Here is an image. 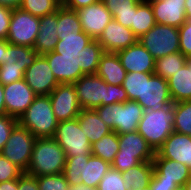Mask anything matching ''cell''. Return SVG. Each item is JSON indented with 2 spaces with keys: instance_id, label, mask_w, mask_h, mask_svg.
<instances>
[{
  "instance_id": "cell-46",
  "label": "cell",
  "mask_w": 191,
  "mask_h": 190,
  "mask_svg": "<svg viewBox=\"0 0 191 190\" xmlns=\"http://www.w3.org/2000/svg\"><path fill=\"white\" fill-rule=\"evenodd\" d=\"M18 190H39L37 178L23 173L18 178Z\"/></svg>"
},
{
  "instance_id": "cell-6",
  "label": "cell",
  "mask_w": 191,
  "mask_h": 190,
  "mask_svg": "<svg viewBox=\"0 0 191 190\" xmlns=\"http://www.w3.org/2000/svg\"><path fill=\"white\" fill-rule=\"evenodd\" d=\"M95 110L101 120L118 135L136 131L144 112L136 101L102 105Z\"/></svg>"
},
{
  "instance_id": "cell-28",
  "label": "cell",
  "mask_w": 191,
  "mask_h": 190,
  "mask_svg": "<svg viewBox=\"0 0 191 190\" xmlns=\"http://www.w3.org/2000/svg\"><path fill=\"white\" fill-rule=\"evenodd\" d=\"M110 168L111 165L99 157L91 155L89 158H83L81 183L90 187H98L99 182Z\"/></svg>"
},
{
  "instance_id": "cell-53",
  "label": "cell",
  "mask_w": 191,
  "mask_h": 190,
  "mask_svg": "<svg viewBox=\"0 0 191 190\" xmlns=\"http://www.w3.org/2000/svg\"><path fill=\"white\" fill-rule=\"evenodd\" d=\"M6 48H7V40L1 39L0 40V66L3 64Z\"/></svg>"
},
{
  "instance_id": "cell-41",
  "label": "cell",
  "mask_w": 191,
  "mask_h": 190,
  "mask_svg": "<svg viewBox=\"0 0 191 190\" xmlns=\"http://www.w3.org/2000/svg\"><path fill=\"white\" fill-rule=\"evenodd\" d=\"M24 172L0 154V183L18 179Z\"/></svg>"
},
{
  "instance_id": "cell-10",
  "label": "cell",
  "mask_w": 191,
  "mask_h": 190,
  "mask_svg": "<svg viewBox=\"0 0 191 190\" xmlns=\"http://www.w3.org/2000/svg\"><path fill=\"white\" fill-rule=\"evenodd\" d=\"M35 140L36 137L27 128L22 127L18 123L13 128L0 154L26 173Z\"/></svg>"
},
{
  "instance_id": "cell-38",
  "label": "cell",
  "mask_w": 191,
  "mask_h": 190,
  "mask_svg": "<svg viewBox=\"0 0 191 190\" xmlns=\"http://www.w3.org/2000/svg\"><path fill=\"white\" fill-rule=\"evenodd\" d=\"M90 156L66 157V163L63 174L69 185H77L81 183V172L83 168V158Z\"/></svg>"
},
{
  "instance_id": "cell-30",
  "label": "cell",
  "mask_w": 191,
  "mask_h": 190,
  "mask_svg": "<svg viewBox=\"0 0 191 190\" xmlns=\"http://www.w3.org/2000/svg\"><path fill=\"white\" fill-rule=\"evenodd\" d=\"M57 34L58 36L77 35L82 30V26L75 10L60 6L57 9Z\"/></svg>"
},
{
  "instance_id": "cell-35",
  "label": "cell",
  "mask_w": 191,
  "mask_h": 190,
  "mask_svg": "<svg viewBox=\"0 0 191 190\" xmlns=\"http://www.w3.org/2000/svg\"><path fill=\"white\" fill-rule=\"evenodd\" d=\"M174 132L191 136V100L174 103Z\"/></svg>"
},
{
  "instance_id": "cell-15",
  "label": "cell",
  "mask_w": 191,
  "mask_h": 190,
  "mask_svg": "<svg viewBox=\"0 0 191 190\" xmlns=\"http://www.w3.org/2000/svg\"><path fill=\"white\" fill-rule=\"evenodd\" d=\"M24 80L37 96L49 95L59 85L43 55H39L34 63L25 70Z\"/></svg>"
},
{
  "instance_id": "cell-29",
  "label": "cell",
  "mask_w": 191,
  "mask_h": 190,
  "mask_svg": "<svg viewBox=\"0 0 191 190\" xmlns=\"http://www.w3.org/2000/svg\"><path fill=\"white\" fill-rule=\"evenodd\" d=\"M156 24L154 13L150 3L147 0H141L134 7V18L131 30L139 39L147 33Z\"/></svg>"
},
{
  "instance_id": "cell-52",
  "label": "cell",
  "mask_w": 191,
  "mask_h": 190,
  "mask_svg": "<svg viewBox=\"0 0 191 190\" xmlns=\"http://www.w3.org/2000/svg\"><path fill=\"white\" fill-rule=\"evenodd\" d=\"M6 115L3 85L0 84V116Z\"/></svg>"
},
{
  "instance_id": "cell-33",
  "label": "cell",
  "mask_w": 191,
  "mask_h": 190,
  "mask_svg": "<svg viewBox=\"0 0 191 190\" xmlns=\"http://www.w3.org/2000/svg\"><path fill=\"white\" fill-rule=\"evenodd\" d=\"M186 61L187 58L181 52L166 55L156 59L153 73L167 80L181 69Z\"/></svg>"
},
{
  "instance_id": "cell-22",
  "label": "cell",
  "mask_w": 191,
  "mask_h": 190,
  "mask_svg": "<svg viewBox=\"0 0 191 190\" xmlns=\"http://www.w3.org/2000/svg\"><path fill=\"white\" fill-rule=\"evenodd\" d=\"M152 162L154 166L153 176L159 181L175 182L181 186L191 177V169L185 164L162 158L157 152Z\"/></svg>"
},
{
  "instance_id": "cell-57",
  "label": "cell",
  "mask_w": 191,
  "mask_h": 190,
  "mask_svg": "<svg viewBox=\"0 0 191 190\" xmlns=\"http://www.w3.org/2000/svg\"><path fill=\"white\" fill-rule=\"evenodd\" d=\"M60 6H64L66 0H55Z\"/></svg>"
},
{
  "instance_id": "cell-19",
  "label": "cell",
  "mask_w": 191,
  "mask_h": 190,
  "mask_svg": "<svg viewBox=\"0 0 191 190\" xmlns=\"http://www.w3.org/2000/svg\"><path fill=\"white\" fill-rule=\"evenodd\" d=\"M116 54L126 72H154L156 60L139 41Z\"/></svg>"
},
{
  "instance_id": "cell-3",
  "label": "cell",
  "mask_w": 191,
  "mask_h": 190,
  "mask_svg": "<svg viewBox=\"0 0 191 190\" xmlns=\"http://www.w3.org/2000/svg\"><path fill=\"white\" fill-rule=\"evenodd\" d=\"M174 103L157 111L145 110L139 121L137 131L157 152L165 140L174 131Z\"/></svg>"
},
{
  "instance_id": "cell-1",
  "label": "cell",
  "mask_w": 191,
  "mask_h": 190,
  "mask_svg": "<svg viewBox=\"0 0 191 190\" xmlns=\"http://www.w3.org/2000/svg\"><path fill=\"white\" fill-rule=\"evenodd\" d=\"M73 85L82 109H96L102 105L129 101L122 85L106 83L97 74L81 76Z\"/></svg>"
},
{
  "instance_id": "cell-42",
  "label": "cell",
  "mask_w": 191,
  "mask_h": 190,
  "mask_svg": "<svg viewBox=\"0 0 191 190\" xmlns=\"http://www.w3.org/2000/svg\"><path fill=\"white\" fill-rule=\"evenodd\" d=\"M180 52L188 59L191 58V20L178 28Z\"/></svg>"
},
{
  "instance_id": "cell-45",
  "label": "cell",
  "mask_w": 191,
  "mask_h": 190,
  "mask_svg": "<svg viewBox=\"0 0 191 190\" xmlns=\"http://www.w3.org/2000/svg\"><path fill=\"white\" fill-rule=\"evenodd\" d=\"M12 9L0 6V40L7 38Z\"/></svg>"
},
{
  "instance_id": "cell-37",
  "label": "cell",
  "mask_w": 191,
  "mask_h": 190,
  "mask_svg": "<svg viewBox=\"0 0 191 190\" xmlns=\"http://www.w3.org/2000/svg\"><path fill=\"white\" fill-rule=\"evenodd\" d=\"M122 87L125 89L129 101L142 98L143 72H127Z\"/></svg>"
},
{
  "instance_id": "cell-31",
  "label": "cell",
  "mask_w": 191,
  "mask_h": 190,
  "mask_svg": "<svg viewBox=\"0 0 191 190\" xmlns=\"http://www.w3.org/2000/svg\"><path fill=\"white\" fill-rule=\"evenodd\" d=\"M91 146L93 156L99 157L111 165L119 151L118 134L112 131Z\"/></svg>"
},
{
  "instance_id": "cell-47",
  "label": "cell",
  "mask_w": 191,
  "mask_h": 190,
  "mask_svg": "<svg viewBox=\"0 0 191 190\" xmlns=\"http://www.w3.org/2000/svg\"><path fill=\"white\" fill-rule=\"evenodd\" d=\"M175 182L159 181L155 176H152L149 189L151 190H174L177 188Z\"/></svg>"
},
{
  "instance_id": "cell-24",
  "label": "cell",
  "mask_w": 191,
  "mask_h": 190,
  "mask_svg": "<svg viewBox=\"0 0 191 190\" xmlns=\"http://www.w3.org/2000/svg\"><path fill=\"white\" fill-rule=\"evenodd\" d=\"M167 81L173 103L191 100V60L188 58L186 64Z\"/></svg>"
},
{
  "instance_id": "cell-36",
  "label": "cell",
  "mask_w": 191,
  "mask_h": 190,
  "mask_svg": "<svg viewBox=\"0 0 191 190\" xmlns=\"http://www.w3.org/2000/svg\"><path fill=\"white\" fill-rule=\"evenodd\" d=\"M59 7L55 0H22L19 6L23 11L37 17L53 14Z\"/></svg>"
},
{
  "instance_id": "cell-4",
  "label": "cell",
  "mask_w": 191,
  "mask_h": 190,
  "mask_svg": "<svg viewBox=\"0 0 191 190\" xmlns=\"http://www.w3.org/2000/svg\"><path fill=\"white\" fill-rule=\"evenodd\" d=\"M18 123L36 138H53L59 121L54 115L49 95L36 96Z\"/></svg>"
},
{
  "instance_id": "cell-39",
  "label": "cell",
  "mask_w": 191,
  "mask_h": 190,
  "mask_svg": "<svg viewBox=\"0 0 191 190\" xmlns=\"http://www.w3.org/2000/svg\"><path fill=\"white\" fill-rule=\"evenodd\" d=\"M39 190H68L70 187L63 173L57 175L38 176Z\"/></svg>"
},
{
  "instance_id": "cell-40",
  "label": "cell",
  "mask_w": 191,
  "mask_h": 190,
  "mask_svg": "<svg viewBox=\"0 0 191 190\" xmlns=\"http://www.w3.org/2000/svg\"><path fill=\"white\" fill-rule=\"evenodd\" d=\"M99 190H127L124 186L122 172L113 169H108L98 185Z\"/></svg>"
},
{
  "instance_id": "cell-18",
  "label": "cell",
  "mask_w": 191,
  "mask_h": 190,
  "mask_svg": "<svg viewBox=\"0 0 191 190\" xmlns=\"http://www.w3.org/2000/svg\"><path fill=\"white\" fill-rule=\"evenodd\" d=\"M138 38L130 28L124 27L115 19H112L104 28L103 33L98 38L99 44L104 52L116 53L134 45Z\"/></svg>"
},
{
  "instance_id": "cell-21",
  "label": "cell",
  "mask_w": 191,
  "mask_h": 190,
  "mask_svg": "<svg viewBox=\"0 0 191 190\" xmlns=\"http://www.w3.org/2000/svg\"><path fill=\"white\" fill-rule=\"evenodd\" d=\"M157 153L162 158L183 163L191 169V136L173 131Z\"/></svg>"
},
{
  "instance_id": "cell-34",
  "label": "cell",
  "mask_w": 191,
  "mask_h": 190,
  "mask_svg": "<svg viewBox=\"0 0 191 190\" xmlns=\"http://www.w3.org/2000/svg\"><path fill=\"white\" fill-rule=\"evenodd\" d=\"M98 40H92L82 50L81 70L84 75L96 74L101 56L104 54Z\"/></svg>"
},
{
  "instance_id": "cell-51",
  "label": "cell",
  "mask_w": 191,
  "mask_h": 190,
  "mask_svg": "<svg viewBox=\"0 0 191 190\" xmlns=\"http://www.w3.org/2000/svg\"><path fill=\"white\" fill-rule=\"evenodd\" d=\"M22 0H0V6L11 9L19 8Z\"/></svg>"
},
{
  "instance_id": "cell-27",
  "label": "cell",
  "mask_w": 191,
  "mask_h": 190,
  "mask_svg": "<svg viewBox=\"0 0 191 190\" xmlns=\"http://www.w3.org/2000/svg\"><path fill=\"white\" fill-rule=\"evenodd\" d=\"M153 172V162H141L122 172L124 186L127 190H144L149 187Z\"/></svg>"
},
{
  "instance_id": "cell-54",
  "label": "cell",
  "mask_w": 191,
  "mask_h": 190,
  "mask_svg": "<svg viewBox=\"0 0 191 190\" xmlns=\"http://www.w3.org/2000/svg\"><path fill=\"white\" fill-rule=\"evenodd\" d=\"M68 190H89V186H86L83 183L80 184H75V185H70V187L68 188Z\"/></svg>"
},
{
  "instance_id": "cell-55",
  "label": "cell",
  "mask_w": 191,
  "mask_h": 190,
  "mask_svg": "<svg viewBox=\"0 0 191 190\" xmlns=\"http://www.w3.org/2000/svg\"><path fill=\"white\" fill-rule=\"evenodd\" d=\"M185 12H186V18L188 20H191V0L185 1Z\"/></svg>"
},
{
  "instance_id": "cell-44",
  "label": "cell",
  "mask_w": 191,
  "mask_h": 190,
  "mask_svg": "<svg viewBox=\"0 0 191 190\" xmlns=\"http://www.w3.org/2000/svg\"><path fill=\"white\" fill-rule=\"evenodd\" d=\"M114 17L118 12L132 11L141 0H101Z\"/></svg>"
},
{
  "instance_id": "cell-8",
  "label": "cell",
  "mask_w": 191,
  "mask_h": 190,
  "mask_svg": "<svg viewBox=\"0 0 191 190\" xmlns=\"http://www.w3.org/2000/svg\"><path fill=\"white\" fill-rule=\"evenodd\" d=\"M138 41L156 60L169 54L180 52L179 29L156 23Z\"/></svg>"
},
{
  "instance_id": "cell-59",
  "label": "cell",
  "mask_w": 191,
  "mask_h": 190,
  "mask_svg": "<svg viewBox=\"0 0 191 190\" xmlns=\"http://www.w3.org/2000/svg\"><path fill=\"white\" fill-rule=\"evenodd\" d=\"M89 190H99L98 187H90L89 186Z\"/></svg>"
},
{
  "instance_id": "cell-20",
  "label": "cell",
  "mask_w": 191,
  "mask_h": 190,
  "mask_svg": "<svg viewBox=\"0 0 191 190\" xmlns=\"http://www.w3.org/2000/svg\"><path fill=\"white\" fill-rule=\"evenodd\" d=\"M153 10L156 23L181 27L186 21V0H147Z\"/></svg>"
},
{
  "instance_id": "cell-11",
  "label": "cell",
  "mask_w": 191,
  "mask_h": 190,
  "mask_svg": "<svg viewBox=\"0 0 191 190\" xmlns=\"http://www.w3.org/2000/svg\"><path fill=\"white\" fill-rule=\"evenodd\" d=\"M40 17L20 8L12 9L6 40L13 45L32 47L39 33Z\"/></svg>"
},
{
  "instance_id": "cell-23",
  "label": "cell",
  "mask_w": 191,
  "mask_h": 190,
  "mask_svg": "<svg viewBox=\"0 0 191 190\" xmlns=\"http://www.w3.org/2000/svg\"><path fill=\"white\" fill-rule=\"evenodd\" d=\"M56 28L57 11L53 14L40 17L39 33L33 46L39 55H44L55 50L59 40Z\"/></svg>"
},
{
  "instance_id": "cell-43",
  "label": "cell",
  "mask_w": 191,
  "mask_h": 190,
  "mask_svg": "<svg viewBox=\"0 0 191 190\" xmlns=\"http://www.w3.org/2000/svg\"><path fill=\"white\" fill-rule=\"evenodd\" d=\"M17 124L18 120L9 115L0 116V153Z\"/></svg>"
},
{
  "instance_id": "cell-56",
  "label": "cell",
  "mask_w": 191,
  "mask_h": 190,
  "mask_svg": "<svg viewBox=\"0 0 191 190\" xmlns=\"http://www.w3.org/2000/svg\"><path fill=\"white\" fill-rule=\"evenodd\" d=\"M186 190H191V177L184 184Z\"/></svg>"
},
{
  "instance_id": "cell-2",
  "label": "cell",
  "mask_w": 191,
  "mask_h": 190,
  "mask_svg": "<svg viewBox=\"0 0 191 190\" xmlns=\"http://www.w3.org/2000/svg\"><path fill=\"white\" fill-rule=\"evenodd\" d=\"M65 163V151L53 138H36L26 174L33 177L61 174Z\"/></svg>"
},
{
  "instance_id": "cell-17",
  "label": "cell",
  "mask_w": 191,
  "mask_h": 190,
  "mask_svg": "<svg viewBox=\"0 0 191 190\" xmlns=\"http://www.w3.org/2000/svg\"><path fill=\"white\" fill-rule=\"evenodd\" d=\"M82 30L93 40H98L107 24L113 19L111 12L100 0L98 3L76 10Z\"/></svg>"
},
{
  "instance_id": "cell-16",
  "label": "cell",
  "mask_w": 191,
  "mask_h": 190,
  "mask_svg": "<svg viewBox=\"0 0 191 190\" xmlns=\"http://www.w3.org/2000/svg\"><path fill=\"white\" fill-rule=\"evenodd\" d=\"M6 115L17 120L37 96L24 79L3 86Z\"/></svg>"
},
{
  "instance_id": "cell-14",
  "label": "cell",
  "mask_w": 191,
  "mask_h": 190,
  "mask_svg": "<svg viewBox=\"0 0 191 190\" xmlns=\"http://www.w3.org/2000/svg\"><path fill=\"white\" fill-rule=\"evenodd\" d=\"M49 97L54 115L59 122L77 118L82 110L73 84H59Z\"/></svg>"
},
{
  "instance_id": "cell-32",
  "label": "cell",
  "mask_w": 191,
  "mask_h": 190,
  "mask_svg": "<svg viewBox=\"0 0 191 190\" xmlns=\"http://www.w3.org/2000/svg\"><path fill=\"white\" fill-rule=\"evenodd\" d=\"M54 52L59 54H80L89 42L93 39L87 35L84 31H81L77 35L58 36Z\"/></svg>"
},
{
  "instance_id": "cell-13",
  "label": "cell",
  "mask_w": 191,
  "mask_h": 190,
  "mask_svg": "<svg viewBox=\"0 0 191 190\" xmlns=\"http://www.w3.org/2000/svg\"><path fill=\"white\" fill-rule=\"evenodd\" d=\"M59 84H73L81 76H84L81 70L82 51L80 54H59L49 52L43 55Z\"/></svg>"
},
{
  "instance_id": "cell-12",
  "label": "cell",
  "mask_w": 191,
  "mask_h": 190,
  "mask_svg": "<svg viewBox=\"0 0 191 190\" xmlns=\"http://www.w3.org/2000/svg\"><path fill=\"white\" fill-rule=\"evenodd\" d=\"M145 110L157 111L173 103L168 81L154 73H143L142 98L136 100Z\"/></svg>"
},
{
  "instance_id": "cell-5",
  "label": "cell",
  "mask_w": 191,
  "mask_h": 190,
  "mask_svg": "<svg viewBox=\"0 0 191 190\" xmlns=\"http://www.w3.org/2000/svg\"><path fill=\"white\" fill-rule=\"evenodd\" d=\"M118 141L119 151L111 164L113 169L123 172L141 162L153 161L156 152L137 130L118 135Z\"/></svg>"
},
{
  "instance_id": "cell-7",
  "label": "cell",
  "mask_w": 191,
  "mask_h": 190,
  "mask_svg": "<svg viewBox=\"0 0 191 190\" xmlns=\"http://www.w3.org/2000/svg\"><path fill=\"white\" fill-rule=\"evenodd\" d=\"M39 54L32 47L13 45L7 41V48L0 66V84L3 86L24 79L25 70Z\"/></svg>"
},
{
  "instance_id": "cell-49",
  "label": "cell",
  "mask_w": 191,
  "mask_h": 190,
  "mask_svg": "<svg viewBox=\"0 0 191 190\" xmlns=\"http://www.w3.org/2000/svg\"><path fill=\"white\" fill-rule=\"evenodd\" d=\"M100 0H66L65 7L70 10H79L81 8L87 7L88 5H92L98 3Z\"/></svg>"
},
{
  "instance_id": "cell-48",
  "label": "cell",
  "mask_w": 191,
  "mask_h": 190,
  "mask_svg": "<svg viewBox=\"0 0 191 190\" xmlns=\"http://www.w3.org/2000/svg\"><path fill=\"white\" fill-rule=\"evenodd\" d=\"M134 18V7L132 11L118 12L113 19L118 23L122 24L124 27L131 28Z\"/></svg>"
},
{
  "instance_id": "cell-9",
  "label": "cell",
  "mask_w": 191,
  "mask_h": 190,
  "mask_svg": "<svg viewBox=\"0 0 191 190\" xmlns=\"http://www.w3.org/2000/svg\"><path fill=\"white\" fill-rule=\"evenodd\" d=\"M53 139L65 151L66 157L92 155V146L82 131L78 118L60 121Z\"/></svg>"
},
{
  "instance_id": "cell-58",
  "label": "cell",
  "mask_w": 191,
  "mask_h": 190,
  "mask_svg": "<svg viewBox=\"0 0 191 190\" xmlns=\"http://www.w3.org/2000/svg\"><path fill=\"white\" fill-rule=\"evenodd\" d=\"M174 190H186V188L184 185H181V186H177V188Z\"/></svg>"
},
{
  "instance_id": "cell-50",
  "label": "cell",
  "mask_w": 191,
  "mask_h": 190,
  "mask_svg": "<svg viewBox=\"0 0 191 190\" xmlns=\"http://www.w3.org/2000/svg\"><path fill=\"white\" fill-rule=\"evenodd\" d=\"M0 190H18V179L1 182Z\"/></svg>"
},
{
  "instance_id": "cell-26",
  "label": "cell",
  "mask_w": 191,
  "mask_h": 190,
  "mask_svg": "<svg viewBox=\"0 0 191 190\" xmlns=\"http://www.w3.org/2000/svg\"><path fill=\"white\" fill-rule=\"evenodd\" d=\"M126 73L127 72L121 65L119 57L116 53L105 52L101 56L96 74L106 83L112 85H122Z\"/></svg>"
},
{
  "instance_id": "cell-25",
  "label": "cell",
  "mask_w": 191,
  "mask_h": 190,
  "mask_svg": "<svg viewBox=\"0 0 191 190\" xmlns=\"http://www.w3.org/2000/svg\"><path fill=\"white\" fill-rule=\"evenodd\" d=\"M77 118L91 145L112 132L95 109H82Z\"/></svg>"
}]
</instances>
